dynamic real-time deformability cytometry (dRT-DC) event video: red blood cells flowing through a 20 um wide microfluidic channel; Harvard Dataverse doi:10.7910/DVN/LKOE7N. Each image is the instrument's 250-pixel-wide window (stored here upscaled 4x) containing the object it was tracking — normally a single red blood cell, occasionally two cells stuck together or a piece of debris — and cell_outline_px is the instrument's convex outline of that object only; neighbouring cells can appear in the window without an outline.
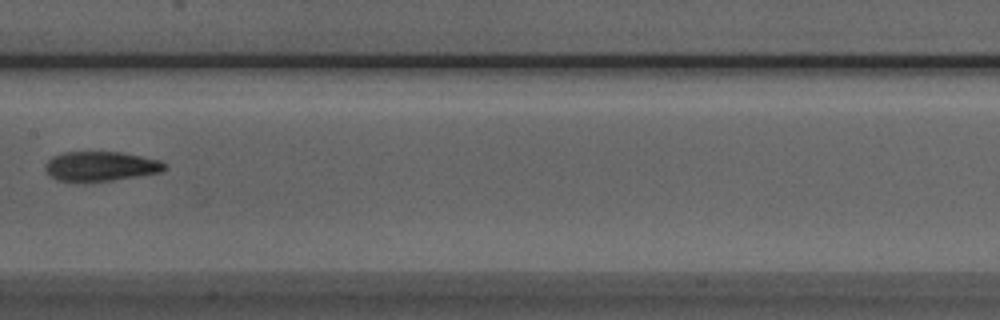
{"species": "Egyptian fruit bat (a non-hibernating species)", "species_latin": "Rousettus aegyptiacus", "temperature_condition": "room temperature", "stored_images_in_passage": 8, "camera_frame_rate_fps": 3000, "um_per_image_px": 0.085, "animal": {"sex": "male"}, "frame": {"image": 1, "passage_image": 7, "time_ms": 8.0, "image_size_px": [1000, 320], "cell_outline_px": [[168, 168], [160, 172], [112, 180], [56, 180], [44, 168], [44, 164], [52, 156], [64, 152], [120, 152], [160, 160], [168, 164]], "centroid_in_image_um": [8.59, 14.11], "position_along_channel_um": 198.8, "area_um2": 20.23}}
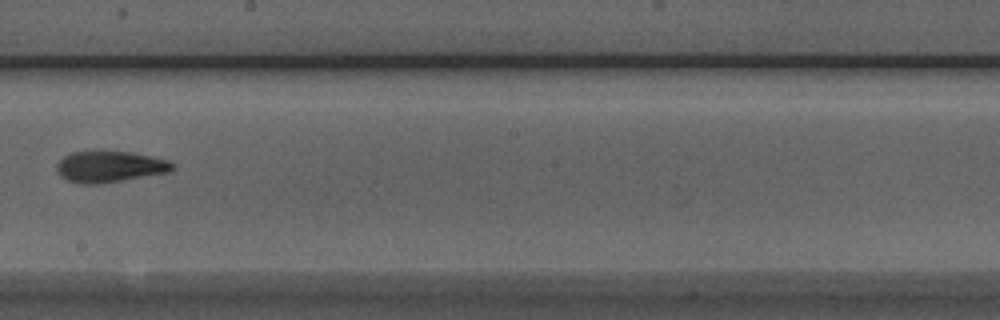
{"frame": {"image": 2, "passage_image": 8, "time_ms": 9.0, "image_size_px": [1000, 320], "cell_outline_px": [[176, 168], [168, 172], [96, 184], [84, 184], [68, 180], [60, 176], [56, 172], [56, 164], [64, 156], [72, 152], [132, 152], [152, 156], [168, 160], [176, 164]], "centroid_in_image_um": [9.34, 14.16], "position_along_channel_um": 238.9, "area_um2": 20.81}}